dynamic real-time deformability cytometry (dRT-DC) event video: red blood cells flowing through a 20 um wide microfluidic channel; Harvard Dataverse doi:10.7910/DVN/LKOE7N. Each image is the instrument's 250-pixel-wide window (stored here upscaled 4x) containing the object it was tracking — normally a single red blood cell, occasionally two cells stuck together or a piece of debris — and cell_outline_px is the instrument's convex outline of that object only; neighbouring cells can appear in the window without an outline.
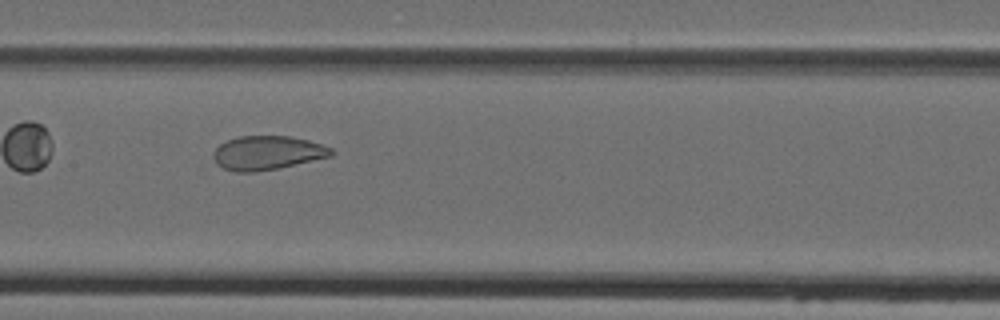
{"species": "Egyptian fruit bat (a non-hibernating species)", "species_latin": "Rousettus aegyptiacus", "temperature_condition": "cold", "stored_images_in_passage": 9, "camera_frame_rate_fps": 3000, "um_per_image_px": 0.085, "animal": {"sex": "female"}, "frame": {"image": 1, "passage_image": 6, "time_ms": 5.667, "image_size_px": [1000, 320], "cell_outline_px": [[336, 152], [332, 156], [280, 168], [252, 172], [236, 172], [224, 168], [216, 164], [212, 156], [216, 148], [220, 144], [236, 136], [288, 136], [308, 140], [332, 148]], "centroid_in_image_um": [22.73, 12.99], "position_along_channel_um": 184.7, "area_um2": 23.41}}